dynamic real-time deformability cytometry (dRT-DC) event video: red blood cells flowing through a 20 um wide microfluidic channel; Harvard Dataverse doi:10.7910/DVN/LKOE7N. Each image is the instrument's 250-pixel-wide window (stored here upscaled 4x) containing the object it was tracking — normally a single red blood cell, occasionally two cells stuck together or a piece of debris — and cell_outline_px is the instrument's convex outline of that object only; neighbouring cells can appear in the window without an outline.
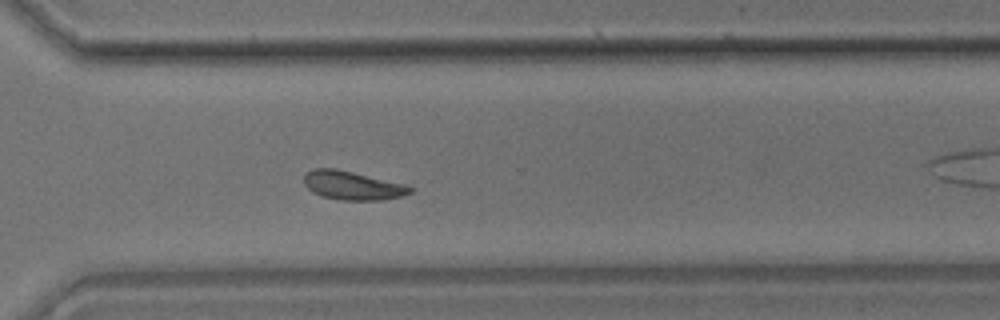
{"species": "common noctule bat (a hibernating species)", "species_latin": "Nyctalus noctula", "temperature_condition": "room temperature", "stored_images_in_passage": 48, "camera_frame_rate_fps": 3000, "um_per_image_px": 0.085, "animal": {"sex": "male", "body_mass_g": 17.9}, "frame": {"image": 1, "passage_image": 34, "time_ms": 11.0, "image_size_px": [1000, 320], "cell_outline_px": [[412, 192], [404, 196], [380, 200], [340, 200], [324, 196], [312, 192], [304, 184], [304, 176], [312, 168], [336, 168], [408, 184], [412, 188]], "centroid_in_image_um": [30.0, 15.76], "position_along_channel_um": 340.6, "area_um2": 17.92}}